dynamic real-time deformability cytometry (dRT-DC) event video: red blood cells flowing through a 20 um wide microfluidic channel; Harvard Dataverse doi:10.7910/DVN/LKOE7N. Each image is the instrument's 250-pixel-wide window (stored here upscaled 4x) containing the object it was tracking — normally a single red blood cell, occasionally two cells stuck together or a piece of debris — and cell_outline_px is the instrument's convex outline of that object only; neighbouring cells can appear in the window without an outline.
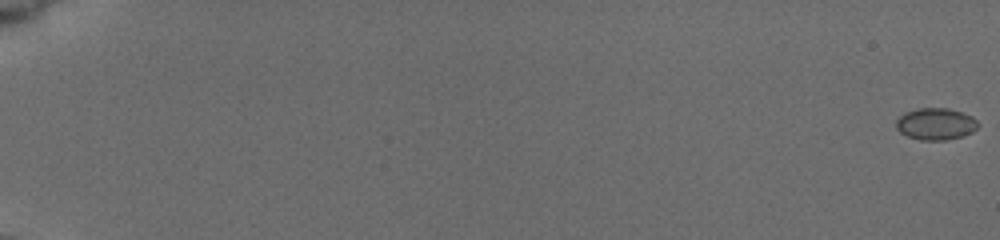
{"species": "common noctule bat (a hibernating species)", "species_latin": "Nyctalus noctula", "temperature_condition": "cold", "stored_images_in_passage": 36, "camera_frame_rate_fps": 3000, "um_per_image_px": 0.085, "animal": {"sex": "female", "body_mass_g": 19.5, "forearm_length_mm": 54.1}, "frame": {"image": 1, "passage_image": 1, "time_ms": 0.0, "image_size_px": [1000, 240], "cell_outline_px": [[980, 124], [972, 132], [960, 136], [944, 140], [920, 140], [908, 136], [900, 132], [896, 128], [896, 120], [904, 112], [916, 108], [948, 108], [972, 116]], "centroid_in_image_um": [79.51, 10.52], "position_along_channel_um": 5.5, "area_um2": 15.14}}
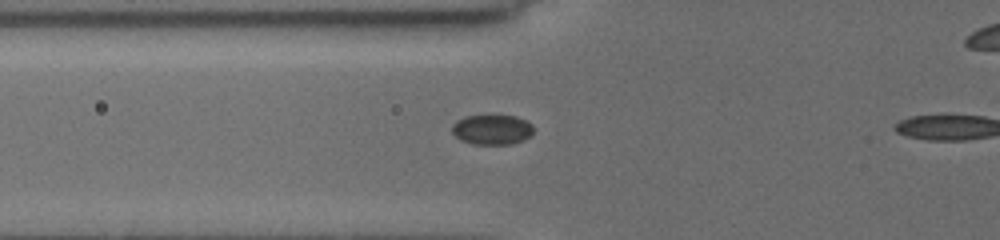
{"frame": {"image": 2, "passage_image": 33, "time_ms": 7.667, "image_size_px": [1000, 240], "cell_outline_px": [[532, 132], [524, 140], [512, 144], [472, 144], [460, 140], [452, 132], [452, 124], [456, 120], [464, 116], [488, 112], [516, 116], [532, 124]], "centroid_in_image_um": [41.78, 10.96], "position_along_channel_um": 84.0, "area_um2": 14.91}}